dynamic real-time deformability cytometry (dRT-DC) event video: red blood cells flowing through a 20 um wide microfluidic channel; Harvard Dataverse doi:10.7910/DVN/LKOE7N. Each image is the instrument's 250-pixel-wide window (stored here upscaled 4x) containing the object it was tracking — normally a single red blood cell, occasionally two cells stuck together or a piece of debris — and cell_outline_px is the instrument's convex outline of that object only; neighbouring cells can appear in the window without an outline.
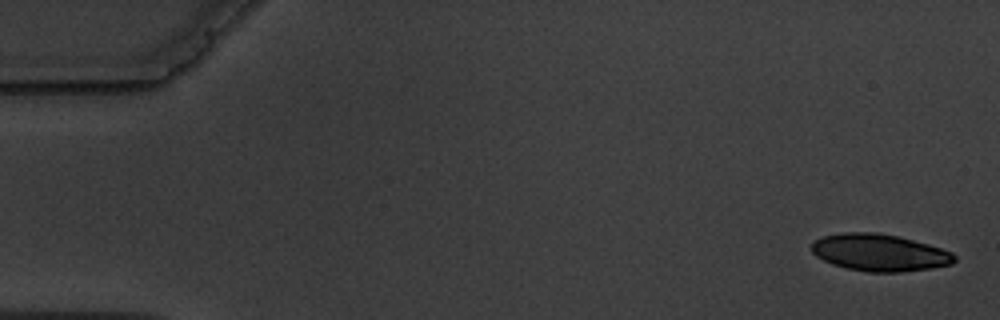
{"species": "common noctule bat (a hibernating species)", "species_latin": "Nyctalus noctula", "temperature_condition": "warm", "stored_images_in_passage": 6, "camera_frame_rate_fps": 3000, "um_per_image_px": 0.085, "animal": {"sex": "male", "body_mass_g": 19.5, "forearm_length_mm": 54.6}, "frame": {"image": 1, "passage_image": 1, "time_ms": 0.0, "image_size_px": [1000, 320], "cell_outline_px": [[956, 260], [952, 264], [932, 268], [900, 272], [868, 272], [848, 268], [832, 264], [816, 256], [812, 252], [812, 244], [816, 240], [824, 236], [840, 232], [880, 232], [928, 244], [952, 252], [956, 256]], "centroid_in_image_um": [74.77, 21.47], "position_along_channel_um": 10.2, "area_um2": 30.75}}